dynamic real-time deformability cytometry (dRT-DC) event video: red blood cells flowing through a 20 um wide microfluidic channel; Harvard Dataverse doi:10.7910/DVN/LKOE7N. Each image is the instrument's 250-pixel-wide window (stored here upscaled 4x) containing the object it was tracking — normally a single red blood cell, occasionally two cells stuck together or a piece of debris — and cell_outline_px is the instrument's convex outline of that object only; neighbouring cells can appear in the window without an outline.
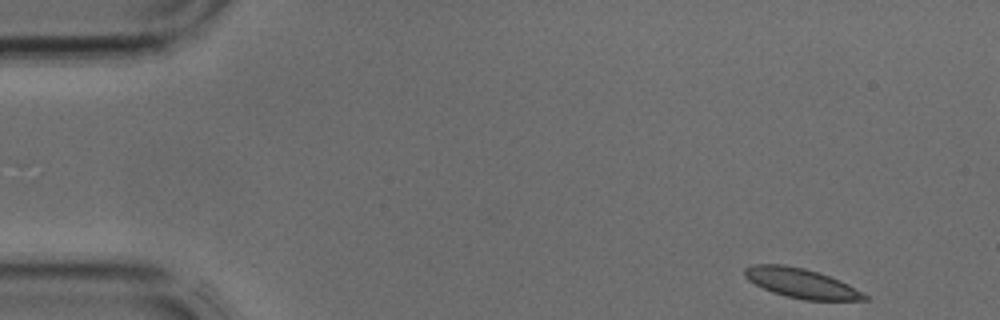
{"species": "common noctule bat (a hibernating species)", "species_latin": "Nyctalus noctula", "temperature_condition": "cold", "stored_images_in_passage": 4, "camera_frame_rate_fps": 3000, "um_per_image_px": 0.085, "animal": {"sex": "male", "body_mass_g": 17.9, "forearm_length_mm": 54.2}, "frame": {"image": 1, "passage_image": 1, "time_ms": 0.0, "image_size_px": [1000, 320], "cell_outline_px": [[872, 300], [804, 300], [784, 296], [772, 292], [748, 280], [744, 276], [744, 268], [752, 264], [784, 264], [804, 268], [840, 280], [848, 284], [868, 296]], "centroid_in_image_um": [68.09, 24.07], "position_along_channel_um": 16.9, "area_um2": 20.63}}